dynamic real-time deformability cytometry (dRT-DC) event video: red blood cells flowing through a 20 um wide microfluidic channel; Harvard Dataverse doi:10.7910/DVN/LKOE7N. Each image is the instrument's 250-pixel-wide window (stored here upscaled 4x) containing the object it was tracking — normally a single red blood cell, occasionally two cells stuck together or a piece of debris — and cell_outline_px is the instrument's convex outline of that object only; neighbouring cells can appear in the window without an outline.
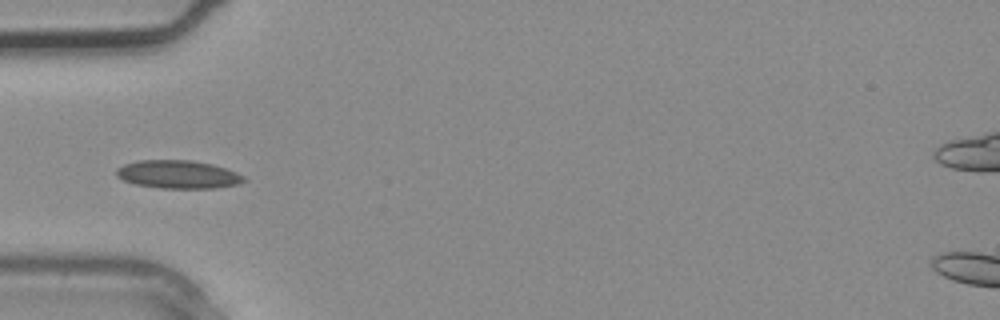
{"species": "common noctule bat (a hibernating species)", "species_latin": "Nyctalus noctula", "temperature_condition": "warm", "stored_images_in_passage": 1, "camera_frame_rate_fps": 3000, "um_per_image_px": 0.085, "animal": {"sex": "male", "body_mass_g": 20.4}, "frame": {"image": 1, "passage_image": 1, "time_ms": 0.0, "image_size_px": [1000, 320], "cell_outline_px": [[244, 180], [236, 184], [212, 188], [160, 188], [136, 184], [124, 180], [116, 176], [116, 168], [124, 164], [136, 160], [192, 160], [212, 164], [236, 172], [244, 176]], "centroid_in_image_um": [15.08, 14.81], "position_along_channel_um": 69.9, "area_um2": 20.75}}